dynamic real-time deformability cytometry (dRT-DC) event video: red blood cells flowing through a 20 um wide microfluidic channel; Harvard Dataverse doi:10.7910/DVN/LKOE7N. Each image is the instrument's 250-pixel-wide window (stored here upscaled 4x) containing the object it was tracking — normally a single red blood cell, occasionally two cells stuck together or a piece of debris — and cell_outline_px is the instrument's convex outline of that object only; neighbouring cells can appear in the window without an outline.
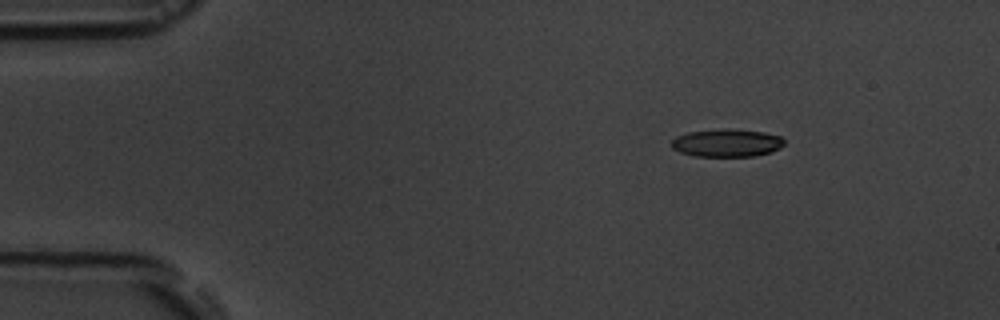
{"species": "common noctule bat (a hibernating species)", "species_latin": "Nyctalus noctula", "temperature_condition": "room temperature", "stored_images_in_passage": 18, "segment_of_instrument_passage": [1, 2], "camera_frame_rate_fps": 3000, "um_per_image_px": 0.085, "animal": {"sex": "male", "body_mass_g": 19.5, "forearm_length_mm": 54.6}, "frame": {"image": 1, "passage_image": 3, "time_ms": 2.333, "image_size_px": [1000, 320], "cell_outline_px": [[784, 144], [780, 148], [772, 152], [752, 156], [696, 156], [680, 152], [672, 148], [672, 140], [676, 136], [688, 132], [724, 128], [764, 132], [780, 136], [784, 140]], "centroid_in_image_um": [61.78, 12.14], "position_along_channel_um": 23.2, "area_um2": 18.26}}
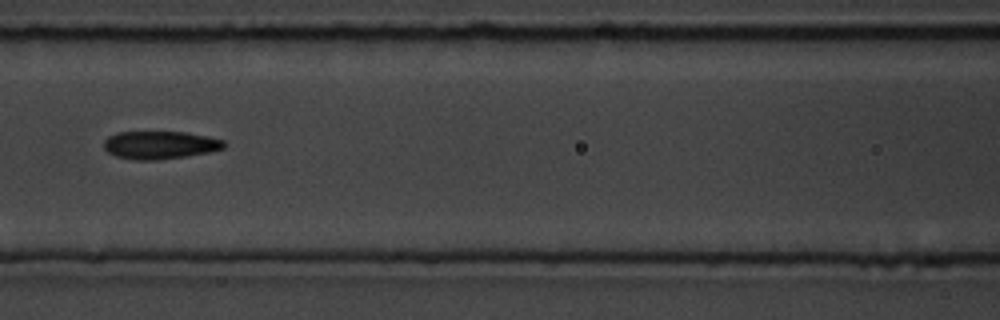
{"frame": {"image": 2, "passage_image": 8, "time_ms": 8.0, "image_size_px": [1000, 320], "cell_outline_px": [[224, 148], [208, 152], [184, 156], [156, 160], [136, 160], [116, 156], [108, 152], [104, 148], [104, 140], [108, 136], [116, 132], [188, 132], [208, 136], [224, 140]], "centroid_in_image_um": [13.57, 12.31], "position_along_channel_um": 153.0, "area_um2": 19.48}}
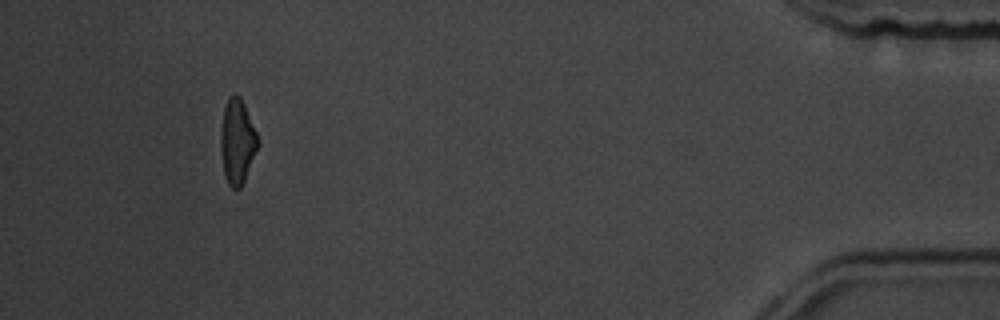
{"frame": {"image": 3, "passage_image": 16, "time_ms": 17.0, "image_size_px": [1000, 320], "cell_outline_px": [[260, 144], [244, 180], [240, 188], [232, 188], [228, 184], [224, 172], [220, 148], [220, 132], [224, 108], [228, 96], [232, 92], [236, 92], [240, 96], [244, 104], [260, 140]], "centroid_in_image_um": [20.17, 11.98], "position_along_channel_um": 415.0, "area_um2": 18.55}}